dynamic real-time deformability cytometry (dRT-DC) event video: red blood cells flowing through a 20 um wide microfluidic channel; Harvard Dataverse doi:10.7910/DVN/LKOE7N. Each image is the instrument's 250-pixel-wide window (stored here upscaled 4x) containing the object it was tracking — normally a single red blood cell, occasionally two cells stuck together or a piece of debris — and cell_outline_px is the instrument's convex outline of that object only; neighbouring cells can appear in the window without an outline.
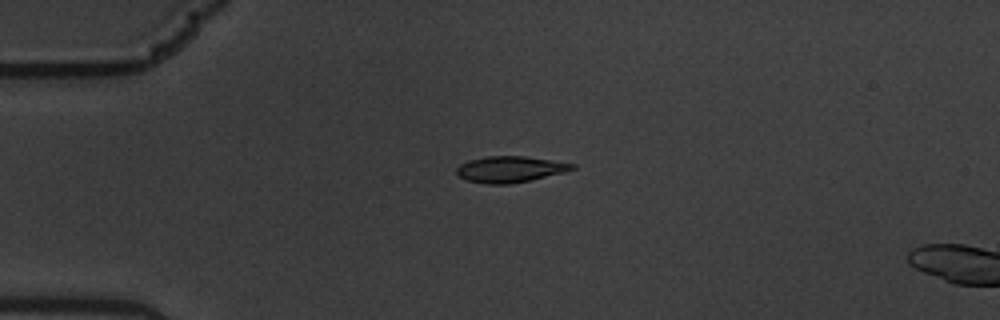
{"species": "common noctule bat (a hibernating species)", "species_latin": "Nyctalus noctula", "temperature_condition": "warm", "stored_images_in_passage": 5, "camera_frame_rate_fps": 3000, "um_per_image_px": 0.085, "animal": {"sex": "male", "body_mass_g": 19.5, "forearm_length_mm": 54.6}, "frame": {"image": 1, "passage_image": 1, "time_ms": 0.0, "image_size_px": [1000, 320], "cell_outline_px": [[576, 168], [564, 172], [532, 180], [508, 184], [488, 184], [464, 180], [456, 172], [456, 168], [460, 164], [468, 160], [488, 156], [524, 156], [576, 164]], "centroid_in_image_um": [43.34, 14.39], "position_along_channel_um": 41.7, "area_um2": 17.63}}